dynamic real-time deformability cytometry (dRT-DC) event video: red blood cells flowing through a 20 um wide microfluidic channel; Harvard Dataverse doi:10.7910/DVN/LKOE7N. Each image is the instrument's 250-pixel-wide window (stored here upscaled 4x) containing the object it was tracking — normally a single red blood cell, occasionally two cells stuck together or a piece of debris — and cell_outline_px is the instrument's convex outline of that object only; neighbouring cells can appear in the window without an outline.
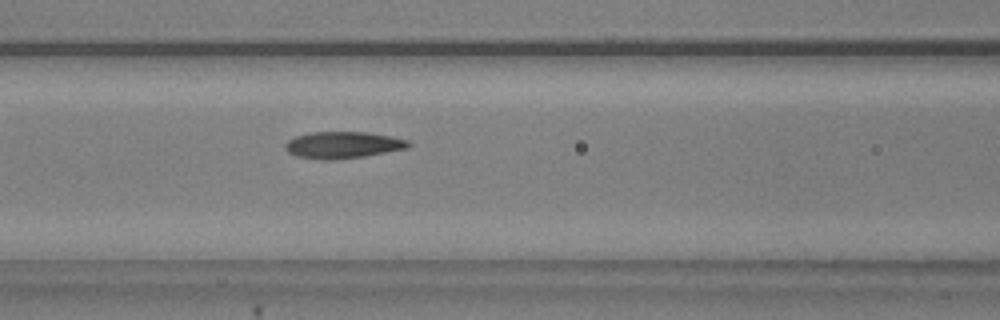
{"species": "common noctule bat (a hibernating species)", "species_latin": "Nyctalus noctula", "temperature_condition": "warm", "stored_images_in_passage": 23, "camera_frame_rate_fps": 3000, "um_per_image_px": 0.085, "animal": {"sex": "male", "body_mass_g": 20.5, "forearm_length_mm": 52.5}, "frame": {"image": 1, "passage_image": 7, "time_ms": 2.0, "image_size_px": [1000, 320], "cell_outline_px": [[412, 144], [408, 148], [364, 156], [336, 160], [324, 160], [296, 156], [288, 152], [284, 148], [284, 144], [288, 140], [296, 136], [308, 132], [368, 132], [408, 140]], "centroid_in_image_um": [29.12, 12.32], "position_along_channel_um": 137.5, "area_um2": 19.25}}